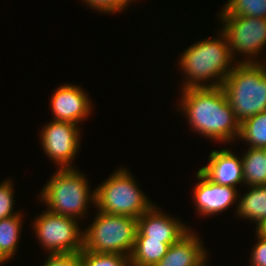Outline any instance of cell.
<instances>
[{"instance_id":"cell-15","label":"cell","mask_w":266,"mask_h":266,"mask_svg":"<svg viewBox=\"0 0 266 266\" xmlns=\"http://www.w3.org/2000/svg\"><path fill=\"white\" fill-rule=\"evenodd\" d=\"M236 204L237 217L255 221V230L262 229L266 224V185L248 186L243 196H238ZM241 197V198H240Z\"/></svg>"},{"instance_id":"cell-1","label":"cell","mask_w":266,"mask_h":266,"mask_svg":"<svg viewBox=\"0 0 266 266\" xmlns=\"http://www.w3.org/2000/svg\"><path fill=\"white\" fill-rule=\"evenodd\" d=\"M180 100L179 111L199 135L226 144L237 141L240 123L221 87L187 88Z\"/></svg>"},{"instance_id":"cell-27","label":"cell","mask_w":266,"mask_h":266,"mask_svg":"<svg viewBox=\"0 0 266 266\" xmlns=\"http://www.w3.org/2000/svg\"><path fill=\"white\" fill-rule=\"evenodd\" d=\"M260 231L266 235V224L262 229H260Z\"/></svg>"},{"instance_id":"cell-13","label":"cell","mask_w":266,"mask_h":266,"mask_svg":"<svg viewBox=\"0 0 266 266\" xmlns=\"http://www.w3.org/2000/svg\"><path fill=\"white\" fill-rule=\"evenodd\" d=\"M209 162L200 170L214 183L236 187L244 183L241 157L234 155L228 148L212 150Z\"/></svg>"},{"instance_id":"cell-17","label":"cell","mask_w":266,"mask_h":266,"mask_svg":"<svg viewBox=\"0 0 266 266\" xmlns=\"http://www.w3.org/2000/svg\"><path fill=\"white\" fill-rule=\"evenodd\" d=\"M171 244L162 243V240H135L131 266H154L166 255Z\"/></svg>"},{"instance_id":"cell-6","label":"cell","mask_w":266,"mask_h":266,"mask_svg":"<svg viewBox=\"0 0 266 266\" xmlns=\"http://www.w3.org/2000/svg\"><path fill=\"white\" fill-rule=\"evenodd\" d=\"M95 215L94 222L83 229V250L130 257L135 245L137 219L98 210Z\"/></svg>"},{"instance_id":"cell-28","label":"cell","mask_w":266,"mask_h":266,"mask_svg":"<svg viewBox=\"0 0 266 266\" xmlns=\"http://www.w3.org/2000/svg\"><path fill=\"white\" fill-rule=\"evenodd\" d=\"M200 266H208L207 260L202 265H200Z\"/></svg>"},{"instance_id":"cell-21","label":"cell","mask_w":266,"mask_h":266,"mask_svg":"<svg viewBox=\"0 0 266 266\" xmlns=\"http://www.w3.org/2000/svg\"><path fill=\"white\" fill-rule=\"evenodd\" d=\"M81 266H131L130 257L116 253H97L82 250Z\"/></svg>"},{"instance_id":"cell-11","label":"cell","mask_w":266,"mask_h":266,"mask_svg":"<svg viewBox=\"0 0 266 266\" xmlns=\"http://www.w3.org/2000/svg\"><path fill=\"white\" fill-rule=\"evenodd\" d=\"M196 178L199 181L194 187L193 199L196 211L200 215H218L234 203H238L237 187L214 183L200 169L196 173Z\"/></svg>"},{"instance_id":"cell-14","label":"cell","mask_w":266,"mask_h":266,"mask_svg":"<svg viewBox=\"0 0 266 266\" xmlns=\"http://www.w3.org/2000/svg\"><path fill=\"white\" fill-rule=\"evenodd\" d=\"M197 233L189 230L171 244L166 255L154 266H200L208 259L207 250Z\"/></svg>"},{"instance_id":"cell-25","label":"cell","mask_w":266,"mask_h":266,"mask_svg":"<svg viewBox=\"0 0 266 266\" xmlns=\"http://www.w3.org/2000/svg\"><path fill=\"white\" fill-rule=\"evenodd\" d=\"M42 266H81L80 253L47 254Z\"/></svg>"},{"instance_id":"cell-19","label":"cell","mask_w":266,"mask_h":266,"mask_svg":"<svg viewBox=\"0 0 266 266\" xmlns=\"http://www.w3.org/2000/svg\"><path fill=\"white\" fill-rule=\"evenodd\" d=\"M238 139L244 140L250 148L266 147V111L253 115L240 124Z\"/></svg>"},{"instance_id":"cell-8","label":"cell","mask_w":266,"mask_h":266,"mask_svg":"<svg viewBox=\"0 0 266 266\" xmlns=\"http://www.w3.org/2000/svg\"><path fill=\"white\" fill-rule=\"evenodd\" d=\"M232 57L243 54L245 57L239 63H262L256 59L261 50H266V19L242 17L236 15H218ZM237 52V53H236ZM256 57V58H255Z\"/></svg>"},{"instance_id":"cell-23","label":"cell","mask_w":266,"mask_h":266,"mask_svg":"<svg viewBox=\"0 0 266 266\" xmlns=\"http://www.w3.org/2000/svg\"><path fill=\"white\" fill-rule=\"evenodd\" d=\"M82 1L83 3H86L87 7L97 10L98 13L102 14L103 12L106 14L107 13L115 14L122 10H126V8L129 5H131L130 3L136 0H82Z\"/></svg>"},{"instance_id":"cell-24","label":"cell","mask_w":266,"mask_h":266,"mask_svg":"<svg viewBox=\"0 0 266 266\" xmlns=\"http://www.w3.org/2000/svg\"><path fill=\"white\" fill-rule=\"evenodd\" d=\"M257 243L252 248L250 266H266V235L256 230Z\"/></svg>"},{"instance_id":"cell-16","label":"cell","mask_w":266,"mask_h":266,"mask_svg":"<svg viewBox=\"0 0 266 266\" xmlns=\"http://www.w3.org/2000/svg\"><path fill=\"white\" fill-rule=\"evenodd\" d=\"M242 161L245 187L266 185V156L260 148H247Z\"/></svg>"},{"instance_id":"cell-12","label":"cell","mask_w":266,"mask_h":266,"mask_svg":"<svg viewBox=\"0 0 266 266\" xmlns=\"http://www.w3.org/2000/svg\"><path fill=\"white\" fill-rule=\"evenodd\" d=\"M53 120L78 123L87 120L92 103L87 92L79 85L63 84L57 87L50 100Z\"/></svg>"},{"instance_id":"cell-3","label":"cell","mask_w":266,"mask_h":266,"mask_svg":"<svg viewBox=\"0 0 266 266\" xmlns=\"http://www.w3.org/2000/svg\"><path fill=\"white\" fill-rule=\"evenodd\" d=\"M221 88L240 124L253 115L266 111L265 62L238 63L236 61Z\"/></svg>"},{"instance_id":"cell-20","label":"cell","mask_w":266,"mask_h":266,"mask_svg":"<svg viewBox=\"0 0 266 266\" xmlns=\"http://www.w3.org/2000/svg\"><path fill=\"white\" fill-rule=\"evenodd\" d=\"M218 15H236L266 19V0H228Z\"/></svg>"},{"instance_id":"cell-4","label":"cell","mask_w":266,"mask_h":266,"mask_svg":"<svg viewBox=\"0 0 266 266\" xmlns=\"http://www.w3.org/2000/svg\"><path fill=\"white\" fill-rule=\"evenodd\" d=\"M43 187L40 201L52 213L80 219L86 216L88 205L95 207V190L90 191L87 176L76 167L57 169Z\"/></svg>"},{"instance_id":"cell-7","label":"cell","mask_w":266,"mask_h":266,"mask_svg":"<svg viewBox=\"0 0 266 266\" xmlns=\"http://www.w3.org/2000/svg\"><path fill=\"white\" fill-rule=\"evenodd\" d=\"M33 231L48 254L80 253L83 250L84 232L78 220L72 217L43 211L32 223Z\"/></svg>"},{"instance_id":"cell-5","label":"cell","mask_w":266,"mask_h":266,"mask_svg":"<svg viewBox=\"0 0 266 266\" xmlns=\"http://www.w3.org/2000/svg\"><path fill=\"white\" fill-rule=\"evenodd\" d=\"M134 179L128 169L118 167V170L94 189L97 210L136 219L149 210L154 204Z\"/></svg>"},{"instance_id":"cell-26","label":"cell","mask_w":266,"mask_h":266,"mask_svg":"<svg viewBox=\"0 0 266 266\" xmlns=\"http://www.w3.org/2000/svg\"><path fill=\"white\" fill-rule=\"evenodd\" d=\"M8 260L0 253V265L7 262Z\"/></svg>"},{"instance_id":"cell-22","label":"cell","mask_w":266,"mask_h":266,"mask_svg":"<svg viewBox=\"0 0 266 266\" xmlns=\"http://www.w3.org/2000/svg\"><path fill=\"white\" fill-rule=\"evenodd\" d=\"M13 185L9 179L0 183V220L18 214L13 211L15 202Z\"/></svg>"},{"instance_id":"cell-18","label":"cell","mask_w":266,"mask_h":266,"mask_svg":"<svg viewBox=\"0 0 266 266\" xmlns=\"http://www.w3.org/2000/svg\"><path fill=\"white\" fill-rule=\"evenodd\" d=\"M22 216L18 213L0 220V253L8 261L16 255L18 250L23 224Z\"/></svg>"},{"instance_id":"cell-10","label":"cell","mask_w":266,"mask_h":266,"mask_svg":"<svg viewBox=\"0 0 266 266\" xmlns=\"http://www.w3.org/2000/svg\"><path fill=\"white\" fill-rule=\"evenodd\" d=\"M191 228L178 218L164 214L153 205L137 219L135 240H162V243H175Z\"/></svg>"},{"instance_id":"cell-29","label":"cell","mask_w":266,"mask_h":266,"mask_svg":"<svg viewBox=\"0 0 266 266\" xmlns=\"http://www.w3.org/2000/svg\"><path fill=\"white\" fill-rule=\"evenodd\" d=\"M263 150H264V154H265V156H266V147L265 148H262Z\"/></svg>"},{"instance_id":"cell-2","label":"cell","mask_w":266,"mask_h":266,"mask_svg":"<svg viewBox=\"0 0 266 266\" xmlns=\"http://www.w3.org/2000/svg\"><path fill=\"white\" fill-rule=\"evenodd\" d=\"M195 42L179 56V67L186 77L181 90L187 88L221 87L234 68L225 34ZM211 81V82H210ZM214 81V82H213ZM208 82V83H207ZM210 82V83H209Z\"/></svg>"},{"instance_id":"cell-9","label":"cell","mask_w":266,"mask_h":266,"mask_svg":"<svg viewBox=\"0 0 266 266\" xmlns=\"http://www.w3.org/2000/svg\"><path fill=\"white\" fill-rule=\"evenodd\" d=\"M80 131L75 123L51 120L40 132L41 147L57 168H73L72 161L80 149Z\"/></svg>"}]
</instances>
